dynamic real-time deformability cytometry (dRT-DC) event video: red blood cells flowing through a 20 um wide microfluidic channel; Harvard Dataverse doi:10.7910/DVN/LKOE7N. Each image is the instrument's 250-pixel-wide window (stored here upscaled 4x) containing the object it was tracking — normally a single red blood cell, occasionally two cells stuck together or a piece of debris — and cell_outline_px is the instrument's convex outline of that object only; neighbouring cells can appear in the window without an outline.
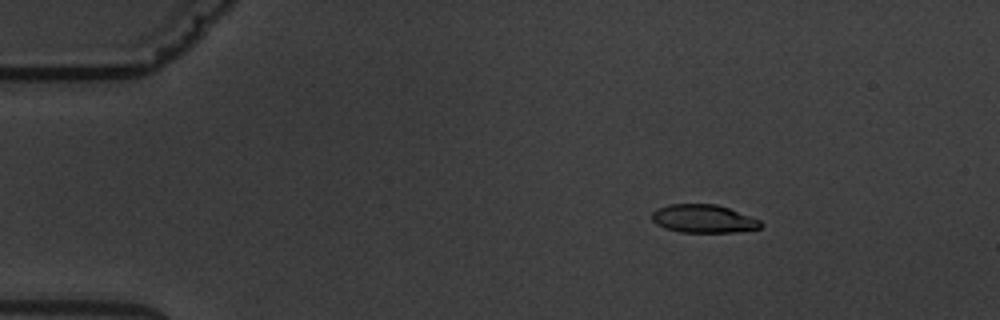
{"species": "common noctule bat (a hibernating species)", "species_latin": "Nyctalus noctula", "temperature_condition": "warm", "stored_images_in_passage": 5, "camera_frame_rate_fps": 3000, "um_per_image_px": 0.085, "animal": {"sex": "male", "body_mass_g": 19.5, "forearm_length_mm": 54.6}, "frame": {"image": 1, "passage_image": 3, "time_ms": 2.0, "image_size_px": [1000, 320], "cell_outline_px": [[764, 224], [760, 228], [736, 232], [680, 232], [664, 228], [656, 224], [652, 220], [652, 212], [656, 208], [668, 204], [716, 204], [728, 208], [760, 220]], "centroid_in_image_um": [59.77, 18.59], "position_along_channel_um": 25.2, "area_um2": 17.92}}